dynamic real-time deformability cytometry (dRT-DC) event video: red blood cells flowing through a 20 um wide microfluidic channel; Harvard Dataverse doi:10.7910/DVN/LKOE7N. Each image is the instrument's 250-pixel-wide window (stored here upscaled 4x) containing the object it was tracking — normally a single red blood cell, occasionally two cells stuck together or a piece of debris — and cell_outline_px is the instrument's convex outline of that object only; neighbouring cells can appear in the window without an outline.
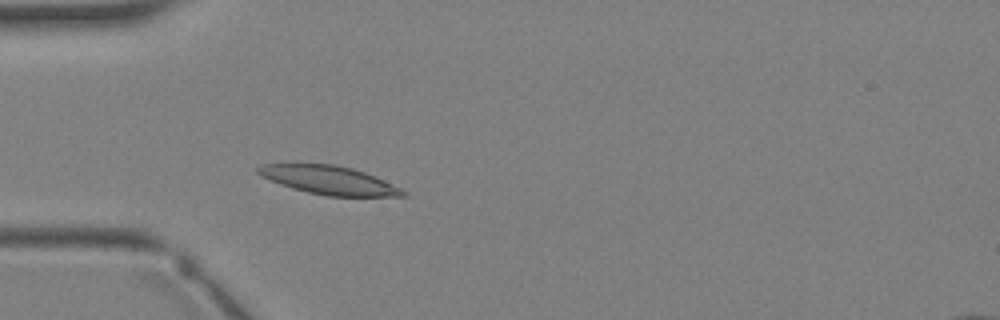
{"species": "Egyptian fruit bat (a non-hibernating species)", "species_latin": "Rousettus aegyptiacus", "temperature_condition": "warm", "stored_images_in_passage": 2, "camera_frame_rate_fps": 3000, "um_per_image_px": 0.085, "animal": {"sex": "female"}, "frame": {"image": 1, "passage_image": 2, "time_ms": 2.333, "image_size_px": [1000, 320], "cell_outline_px": [[408, 196], [328, 196], [308, 192], [292, 188], [280, 184], [260, 176], [256, 172], [256, 168], [260, 164], [332, 164], [352, 168], [376, 176], [408, 192]], "centroid_in_image_um": [27.96, 15.31], "position_along_channel_um": 57.0, "area_um2": 23.99}}